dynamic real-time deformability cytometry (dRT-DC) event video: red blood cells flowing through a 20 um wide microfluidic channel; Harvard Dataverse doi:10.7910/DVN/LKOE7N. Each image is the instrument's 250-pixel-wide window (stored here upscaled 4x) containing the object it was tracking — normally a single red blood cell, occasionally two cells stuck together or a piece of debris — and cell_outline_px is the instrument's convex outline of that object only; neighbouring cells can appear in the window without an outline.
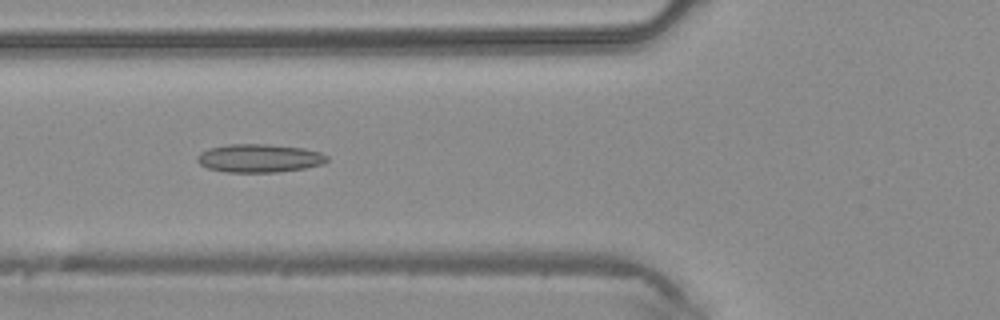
{"species": "common noctule bat (a hibernating species)", "species_latin": "Nyctalus noctula", "temperature_condition": "warm", "stored_images_in_passage": 37, "camera_frame_rate_fps": 3000, "um_per_image_px": 0.085, "animal": {"sex": "male", "body_mass_g": 20.4}, "frame": {"image": 1, "passage_image": 10, "time_ms": 3.0, "image_size_px": [1000, 320], "cell_outline_px": [[328, 160], [324, 164], [304, 168], [276, 172], [224, 172], [208, 168], [200, 164], [196, 160], [196, 156], [200, 152], [208, 148], [228, 144], [264, 144], [304, 148], [320, 152], [328, 156]], "centroid_in_image_um": [22.02, 13.44], "position_along_channel_um": 103.8, "area_um2": 21.5}}
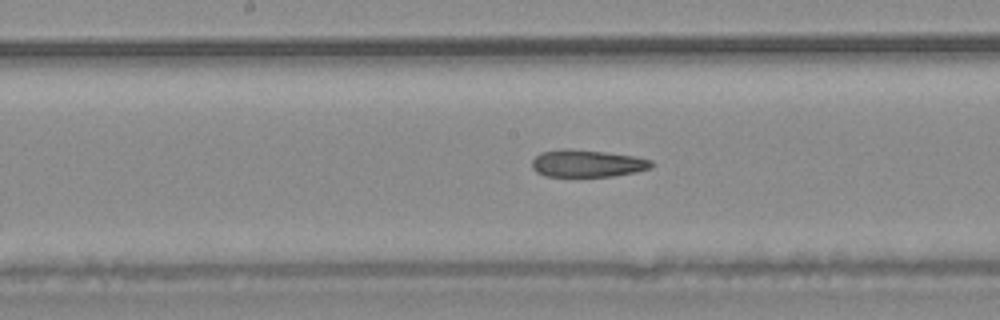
{"frame": {"image": 2, "passage_image": 16, "time_ms": 5.0, "image_size_px": [1000, 320], "cell_outline_px": [[652, 168], [636, 172], [612, 176], [544, 176], [536, 172], [532, 168], [532, 160], [540, 152], [564, 148], [568, 148], [604, 152], [636, 156], [652, 160]], "centroid_in_image_um": [49.9, 13.88], "position_along_channel_um": 198.3, "area_um2": 19.07}}
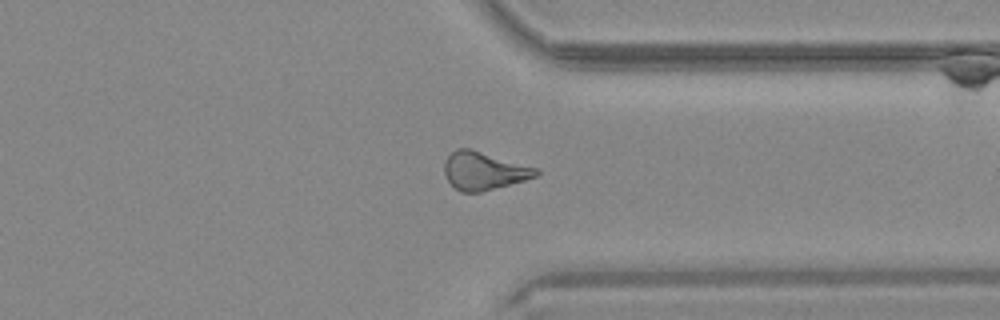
{"frame": {"image": 3, "passage_image": 27, "time_ms": 8.667, "image_size_px": [1000, 320], "cell_outline_px": [[540, 172], [536, 176], [524, 180], [480, 192], [460, 192], [448, 180], [444, 172], [444, 160], [456, 148], [472, 148], [540, 168]], "centroid_in_image_um": [41.14, 14.49], "position_along_channel_um": 370.3, "area_um2": 20.46}}